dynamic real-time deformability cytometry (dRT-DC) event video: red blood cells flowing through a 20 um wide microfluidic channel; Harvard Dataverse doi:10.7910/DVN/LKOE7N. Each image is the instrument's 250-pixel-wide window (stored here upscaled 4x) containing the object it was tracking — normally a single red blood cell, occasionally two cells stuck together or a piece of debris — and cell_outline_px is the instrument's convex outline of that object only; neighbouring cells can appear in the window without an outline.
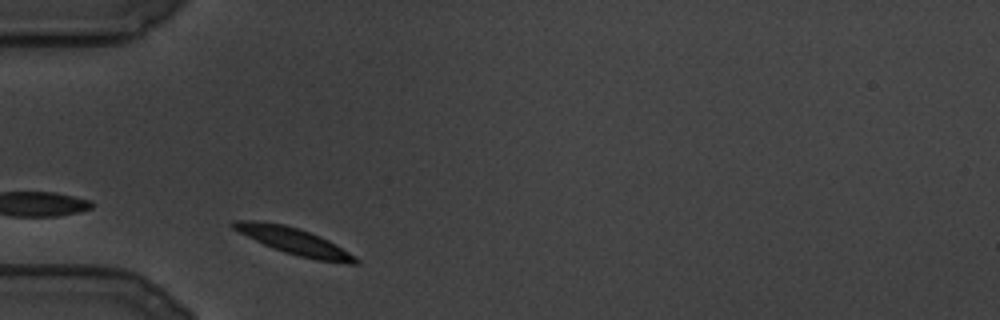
{"species": "common noctule bat (a hibernating species)", "species_latin": "Nyctalus noctula", "temperature_condition": "cold", "stored_images_in_passage": 68, "camera_frame_rate_fps": 3000, "um_per_image_px": 0.085, "animal": {"sex": "male", "body_mass_g": 19.5, "forearm_length_mm": 54.6}, "frame": {"image": 1, "passage_image": 4, "time_ms": 1.0, "image_size_px": [1000, 320], "cell_outline_px": [[360, 264], [348, 264], [316, 260], [284, 252], [264, 244], [232, 228], [232, 224], [236, 220], [256, 220], [284, 224], [300, 228], [320, 236], [328, 240], [356, 256], [360, 260]], "centroid_in_image_um": [25.07, 20.51], "position_along_channel_um": 59.9, "area_um2": 18.9}}
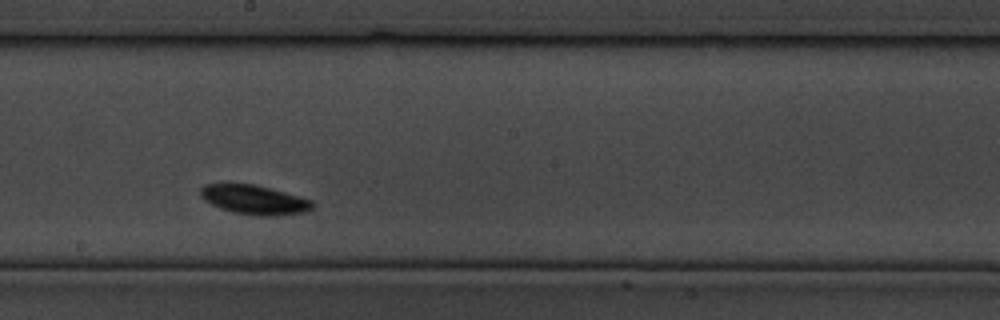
{"frame": {"image": 2, "passage_image": 35, "time_ms": 11.333, "image_size_px": [1000, 320], "cell_outline_px": [[312, 208], [304, 212], [276, 216], [256, 216], [232, 212], [220, 208], [204, 200], [200, 196], [200, 188], [204, 184], [256, 184], [312, 200]], "centroid_in_image_um": [21.58, 16.98], "position_along_channel_um": 226.6, "area_um2": 19.07}}
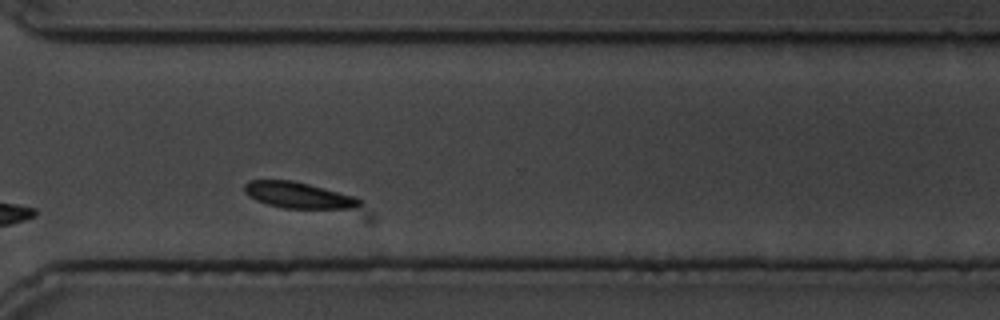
{"frame": {"image": 3, "passage_image": 56, "time_ms": 18.333, "image_size_px": [1000, 320], "cell_outline_px": [[364, 204], [356, 208], [284, 208], [268, 204], [256, 200], [248, 196], [244, 192], [244, 184], [248, 180], [292, 180], [324, 188], [352, 196], [364, 200]], "centroid_in_image_um": [25.35, 16.59], "position_along_channel_um": 345.2, "area_um2": 17.46}}